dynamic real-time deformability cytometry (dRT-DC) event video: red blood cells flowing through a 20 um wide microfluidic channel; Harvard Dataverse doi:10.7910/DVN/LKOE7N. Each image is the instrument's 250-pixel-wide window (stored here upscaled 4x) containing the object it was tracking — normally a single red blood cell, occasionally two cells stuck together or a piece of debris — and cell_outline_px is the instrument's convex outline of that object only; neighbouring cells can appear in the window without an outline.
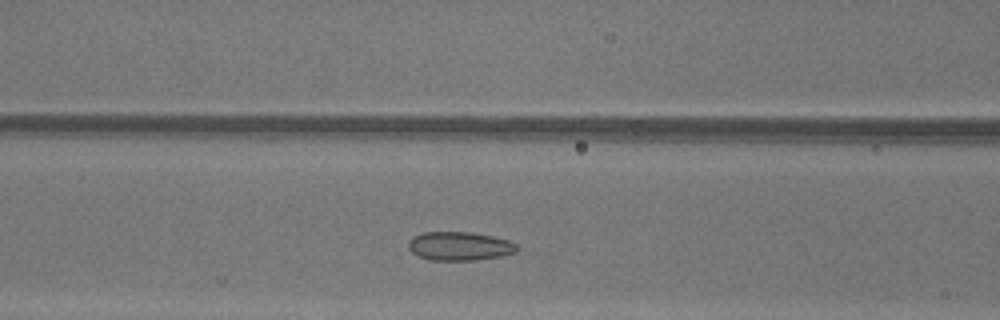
{"species": "common noctule bat (a hibernating species)", "species_latin": "Nyctalus noctula", "temperature_condition": "warm", "stored_images_in_passage": 39, "camera_frame_rate_fps": 3000, "um_per_image_px": 0.085, "animal": {"sex": "female"}, "frame": {"image": 1, "passage_image": 10, "time_ms": 3.0, "image_size_px": [1000, 320], "cell_outline_px": [[516, 252], [500, 256], [476, 260], [432, 260], [420, 256], [412, 252], [408, 248], [408, 240], [412, 236], [424, 232], [472, 232], [492, 236], [508, 240], [516, 244]], "centroid_in_image_um": [39.03, 20.91], "position_along_channel_um": 127.6, "area_um2": 18.09}}
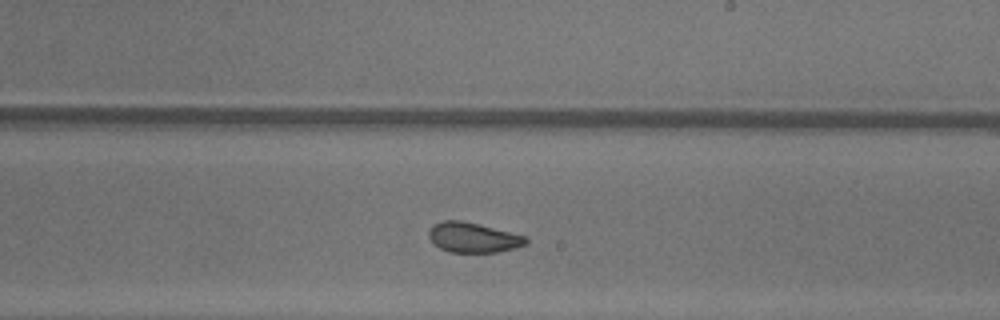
{"frame": {"image": 2, "passage_image": 19, "time_ms": 6.0, "image_size_px": [1000, 320], "cell_outline_px": [[528, 244], [496, 252], [448, 252], [432, 244], [428, 236], [428, 232], [432, 224], [444, 220], [460, 220], [528, 236]], "centroid_in_image_um": [40.18, 20.19], "position_along_channel_um": 248.8, "area_um2": 17.05}}
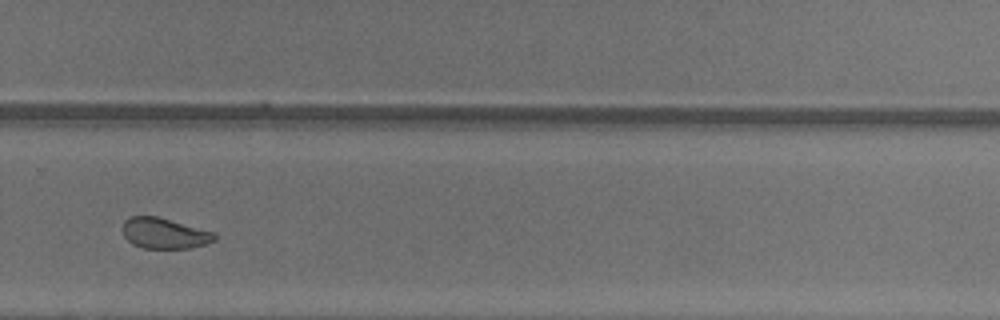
{"frame": {"image": 3, "passage_image": 24, "time_ms": 7.667, "image_size_px": [1000, 320], "cell_outline_px": [[216, 240], [192, 248], [140, 248], [132, 244], [124, 236], [120, 228], [124, 220], [128, 216], [156, 216], [216, 232]], "centroid_in_image_um": [13.94, 19.82], "position_along_channel_um": 315.9, "area_um2": 16.7}, "authors_computed_cell_mechanics": {"area_um2": 18.2648, "velocity_mm_per_s": 4.0399, "shape_relaxation_time_tau1_ms": 9.9533, "shape_relaxation_time_tau2_ms": 1.3994, "deformation_change_tau1": 0.1695, "deformation_change_tau2": 0.0594}}